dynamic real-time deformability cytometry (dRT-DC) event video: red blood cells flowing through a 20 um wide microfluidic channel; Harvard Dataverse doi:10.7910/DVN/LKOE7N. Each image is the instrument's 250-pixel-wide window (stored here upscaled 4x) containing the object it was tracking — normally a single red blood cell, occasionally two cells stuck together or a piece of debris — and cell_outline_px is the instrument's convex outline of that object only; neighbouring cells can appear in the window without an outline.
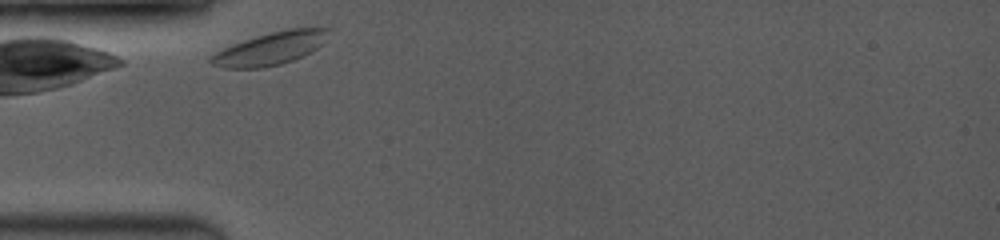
{"species": "common noctule bat (a hibernating species)", "species_latin": "Nyctalus noctula", "temperature_condition": "room temperature", "stored_images_in_passage": 14, "camera_frame_rate_fps": 3500, "um_per_image_px": 0.085, "animal": {"sex": "female", "body_mass_g": 19.0, "forearm_length_mm": 53.3}, "frame": {"image": 1, "passage_image": 1, "time_ms": 0.0, "image_size_px": [1000, 240], "cell_outline_px": [[328, 28], [324, 44], [304, 56], [280, 64], [260, 68], [224, 68], [212, 64], [208, 60], [208, 56], [232, 44], [256, 36], [288, 28]], "centroid_in_image_um": [22.96, 4.13], "position_along_channel_um": 62.0, "area_um2": 22.31}}
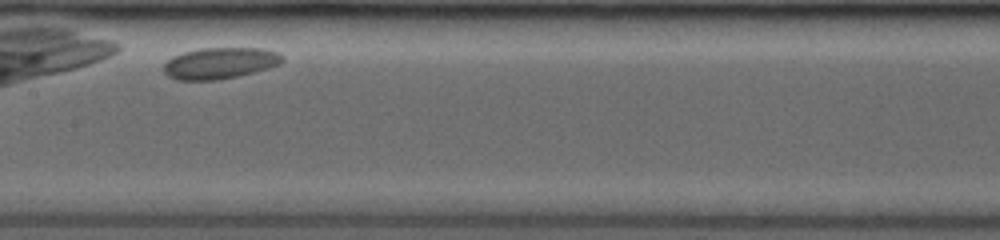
{"frame": {"image": 2, "passage_image": 10, "time_ms": 3.714, "image_size_px": [1000, 240], "cell_outline_px": [[284, 60], [280, 64], [268, 68], [236, 76], [216, 80], [176, 80], [168, 76], [164, 72], [164, 64], [172, 56], [184, 52], [200, 48], [264, 48], [276, 52], [284, 56]], "centroid_in_image_um": [18.69, 5.36], "position_along_channel_um": 188.7, "area_um2": 21.62}}
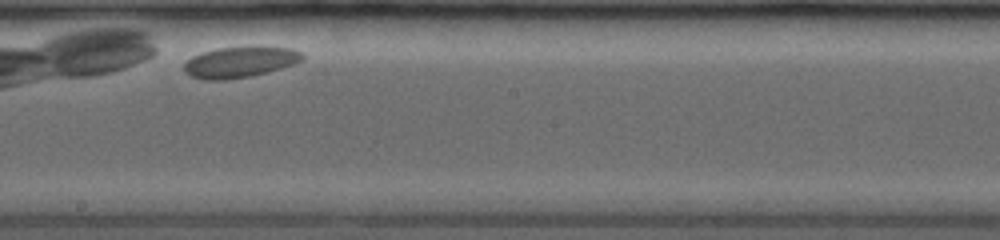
{"frame": {"image": 3, "passage_image": 13, "time_ms": 4.857, "image_size_px": [1000, 240], "cell_outline_px": [[304, 60], [296, 64], [268, 72], [252, 76], [220, 80], [204, 80], [192, 76], [184, 72], [184, 64], [192, 56], [216, 48], [292, 48], [300, 52], [304, 56]], "centroid_in_image_um": [20.4, 5.3], "position_along_channel_um": 227.8, "area_um2": 20.92}}